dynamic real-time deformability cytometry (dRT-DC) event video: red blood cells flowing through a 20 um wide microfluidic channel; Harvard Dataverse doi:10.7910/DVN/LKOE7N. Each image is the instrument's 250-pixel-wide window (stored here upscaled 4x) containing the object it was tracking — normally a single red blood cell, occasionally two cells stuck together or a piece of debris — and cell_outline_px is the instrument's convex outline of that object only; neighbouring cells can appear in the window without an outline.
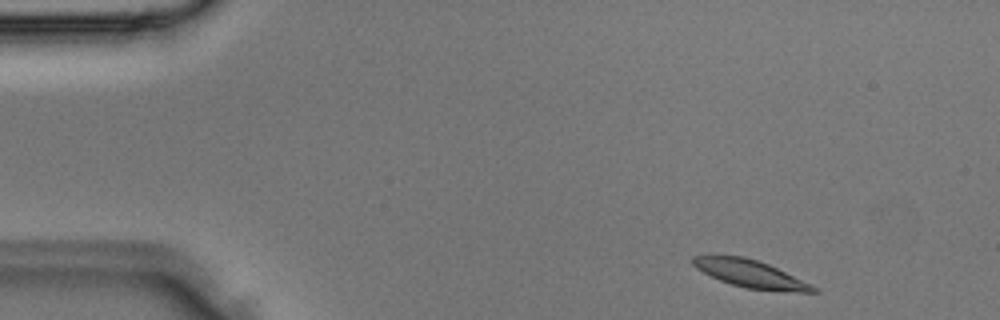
{"species": "Egyptian fruit bat (a non-hibernating species)", "species_latin": "Rousettus aegyptiacus", "temperature_condition": "room temperature", "stored_images_in_passage": 3, "camera_frame_rate_fps": 3000, "um_per_image_px": 0.085, "animal": {"sex": "male"}, "frame": {"image": 1, "passage_image": 1, "time_ms": 0.0, "image_size_px": [1000, 320], "cell_outline_px": [[820, 292], [796, 292], [744, 288], [720, 280], [696, 268], [692, 264], [692, 256], [744, 256], [768, 264], [812, 284], [820, 288]], "centroid_in_image_um": [63.85, 23.29], "position_along_channel_um": 21.1, "area_um2": 19.13}}
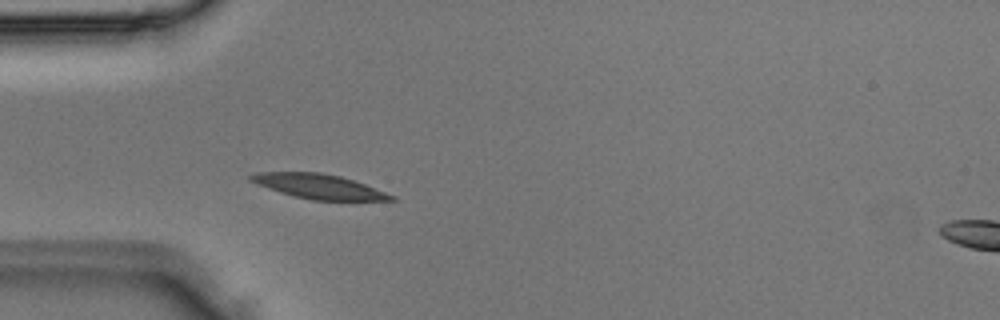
{"frame": {"image": 2, "passage_image": 3, "time_ms": 0.667, "image_size_px": [1000, 320], "cell_outline_px": [[396, 200], [312, 200], [280, 192], [256, 184], [248, 180], [248, 176], [256, 172], [320, 172], [340, 176], [364, 184], [396, 196]], "centroid_in_image_um": [27.07, 15.84], "position_along_channel_um": 57.9, "area_um2": 19.94}}